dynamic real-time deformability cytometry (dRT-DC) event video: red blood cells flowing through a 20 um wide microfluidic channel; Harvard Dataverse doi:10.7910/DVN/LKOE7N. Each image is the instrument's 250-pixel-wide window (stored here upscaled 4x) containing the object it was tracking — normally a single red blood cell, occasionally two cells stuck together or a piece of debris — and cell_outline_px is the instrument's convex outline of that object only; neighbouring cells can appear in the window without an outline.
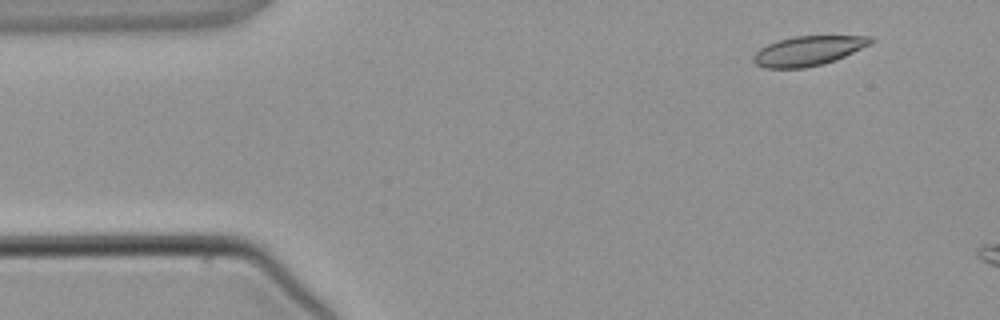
{"species": "common noctule bat (a hibernating species)", "species_latin": "Nyctalus noctula", "temperature_condition": "warm", "stored_images_in_passage": 3, "camera_frame_rate_fps": 3000, "um_per_image_px": 0.085, "animal": {"sex": "male", "body_mass_g": 21.5, "forearm_length_mm": 52.0}, "frame": {"image": 1, "passage_image": 1, "time_ms": 0.0, "image_size_px": [1000, 320], "cell_outline_px": [[876, 40], [872, 44], [836, 60], [824, 64], [804, 68], [764, 68], [756, 64], [752, 60], [752, 56], [760, 48], [768, 44], [792, 36], [872, 36]], "centroid_in_image_um": [68.73, 4.32], "position_along_channel_um": 16.3, "area_um2": 20.4}}